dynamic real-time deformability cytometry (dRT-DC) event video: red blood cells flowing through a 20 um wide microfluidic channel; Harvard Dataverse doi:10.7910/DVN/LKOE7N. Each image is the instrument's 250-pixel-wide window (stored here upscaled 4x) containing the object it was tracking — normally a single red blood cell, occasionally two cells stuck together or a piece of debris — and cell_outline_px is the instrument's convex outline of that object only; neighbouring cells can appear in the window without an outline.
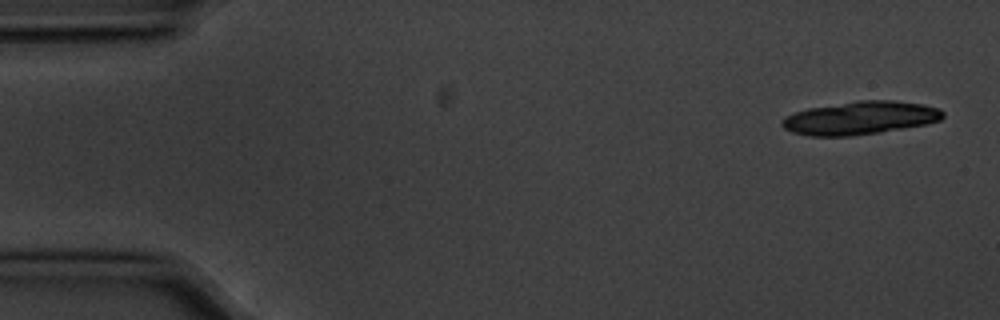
{"species": "common noctule bat (a hibernating species)", "species_latin": "Nyctalus noctula", "temperature_condition": "cold", "stored_images_in_passage": 4, "camera_frame_rate_fps": 3000, "um_per_image_px": 0.085, "animal": {"sex": "male", "body_mass_g": 20.1, "forearm_length_mm": 53.5}, "frame": {"image": 1, "passage_image": 1, "time_ms": 0.0, "image_size_px": [1000, 320], "cell_outline_px": [[944, 116], [940, 120], [924, 124], [880, 132], [848, 136], [808, 136], [792, 132], [784, 128], [780, 124], [780, 120], [784, 116], [808, 108], [856, 100], [892, 100], [924, 104], [940, 108], [944, 112]], "centroid_in_image_um": [73.09, 10.02], "position_along_channel_um": 11.9, "area_um2": 31.21}}